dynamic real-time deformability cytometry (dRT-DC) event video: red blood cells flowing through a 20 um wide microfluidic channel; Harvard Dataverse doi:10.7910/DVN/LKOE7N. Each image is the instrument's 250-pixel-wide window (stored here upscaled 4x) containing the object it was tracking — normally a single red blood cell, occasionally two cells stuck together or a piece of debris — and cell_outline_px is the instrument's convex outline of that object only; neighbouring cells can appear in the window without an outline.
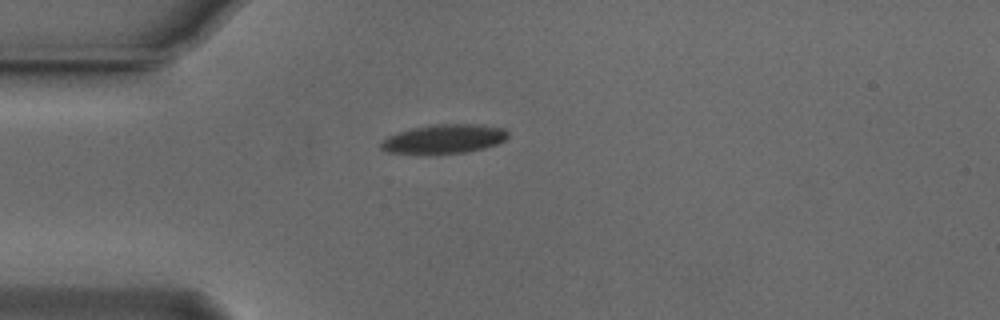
{"species": "Egyptian fruit bat (a non-hibernating species)", "species_latin": "Rousettus aegyptiacus", "temperature_condition": "cold", "stored_images_in_passage": 30, "camera_frame_rate_fps": 3000, "um_per_image_px": 0.085, "animal": {"sex": "male"}, "frame": {"image": 1, "passage_image": 1, "time_ms": 0.0, "image_size_px": [1000, 320], "cell_outline_px": [[508, 136], [504, 140], [496, 144], [484, 148], [468, 152], [388, 152], [380, 148], [380, 144], [388, 136], [412, 128], [432, 124], [480, 124], [504, 128], [508, 132]], "centroid_in_image_um": [37.8, 11.77], "position_along_channel_um": 47.2, "area_um2": 20.92}}
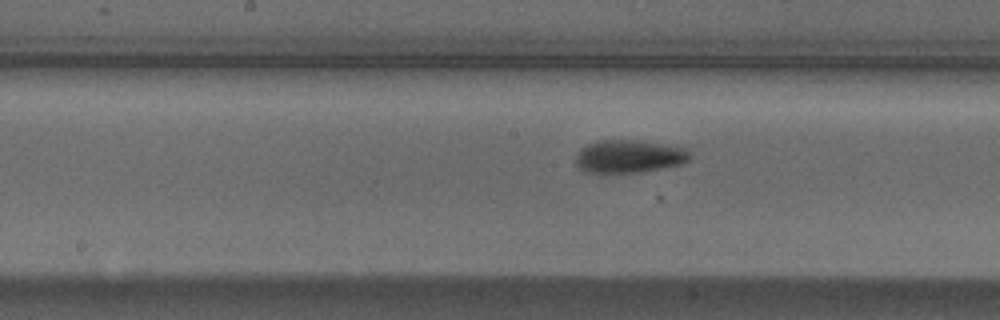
{"frame": {"image": 2, "passage_image": 14, "time_ms": 4.333, "image_size_px": [1000, 320], "cell_outline_px": [[688, 160], [680, 164], [640, 172], [600, 176], [580, 168], [576, 164], [576, 156], [580, 148], [588, 144], [600, 140], [632, 140], [660, 144], [684, 148], [688, 152]], "centroid_in_image_um": [53.36, 13.33], "position_along_channel_um": 194.8, "area_um2": 21.96}}
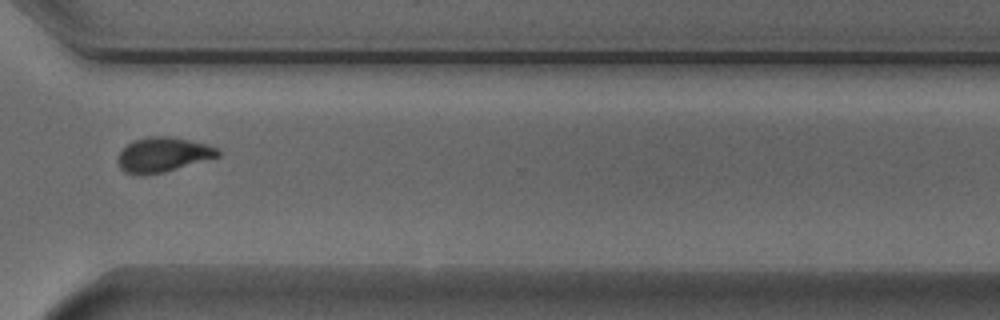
{"frame": {"image": 3, "passage_image": 27, "time_ms": 8.667, "image_size_px": [1000, 320], "cell_outline_px": [[220, 156], [164, 172], [140, 176], [124, 172], [120, 168], [116, 160], [120, 152], [128, 144], [136, 140], [148, 136], [168, 136], [188, 140], [220, 148]], "centroid_in_image_um": [13.83, 13.16], "position_along_channel_um": 356.8, "area_um2": 20.17}, "authors_computed_cell_mechanics": {"area_um2": 21.2126, "velocity_mm_per_s": 3.7411, "shape_relaxation_time_tau1_ms": 2.6927, "shape_relaxation_time_tau2_ms": 4.707, "deformation_change_tau1": 0.1308, "deformation_change_tau2": 0.08}}